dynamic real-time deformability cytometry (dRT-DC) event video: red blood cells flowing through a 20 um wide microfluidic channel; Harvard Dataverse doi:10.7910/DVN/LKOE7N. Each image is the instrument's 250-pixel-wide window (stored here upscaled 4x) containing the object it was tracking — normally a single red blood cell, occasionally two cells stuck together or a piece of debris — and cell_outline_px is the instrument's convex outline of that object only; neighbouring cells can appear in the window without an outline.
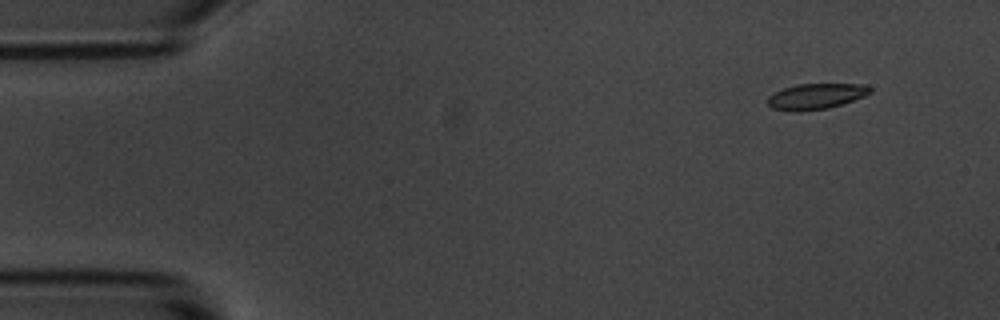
{"species": "common noctule bat (a hibernating species)", "species_latin": "Nyctalus noctula", "temperature_condition": "room temperature", "stored_images_in_passage": 6, "camera_frame_rate_fps": 3000, "um_per_image_px": 0.085, "animal": {"sex": "male", "body_mass_g": 20.1, "forearm_length_mm": 53.5}, "frame": {"image": 1, "passage_image": 2, "time_ms": 1.333, "image_size_px": [1000, 320], "cell_outline_px": [[872, 92], [864, 96], [828, 108], [796, 112], [792, 112], [772, 108], [768, 104], [768, 96], [784, 88], [800, 84], [864, 84], [872, 88]], "centroid_in_image_um": [69.35, 8.19], "position_along_channel_um": 15.6, "area_um2": 15.2}}
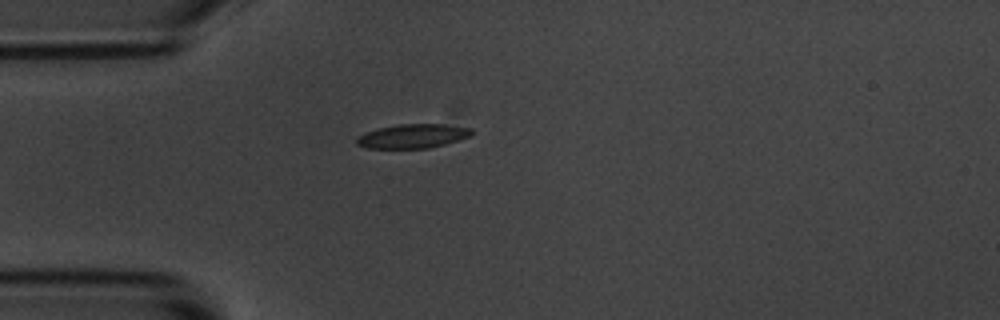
{"frame": {"image": 2, "passage_image": 5, "time_ms": 4.667, "image_size_px": [1000, 320], "cell_outline_px": [[476, 132], [472, 136], [444, 144], [428, 148], [368, 148], [356, 144], [356, 140], [364, 132], [396, 124], [444, 124], [472, 128]], "centroid_in_image_um": [35.14, 11.56], "position_along_channel_um": 49.9, "area_um2": 16.18}}